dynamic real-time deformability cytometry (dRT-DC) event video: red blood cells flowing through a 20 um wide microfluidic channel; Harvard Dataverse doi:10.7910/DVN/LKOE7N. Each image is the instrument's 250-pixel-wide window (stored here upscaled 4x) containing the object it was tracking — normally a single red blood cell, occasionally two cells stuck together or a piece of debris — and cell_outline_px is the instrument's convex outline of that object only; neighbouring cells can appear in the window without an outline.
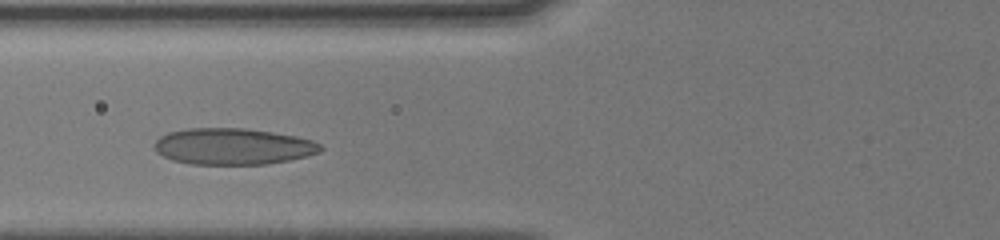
{"species": "human", "species_latin": "Homo sapiens", "temperature_condition": "cold", "stored_images_in_passage": 41, "camera_frame_rate_fps": 3000, "um_per_image_px": 0.085, "donor": {"sex": "male"}, "frame": {"image": 1, "passage_image": 10, "time_ms": 3.0, "image_size_px": [1000, 240], "cell_outline_px": [[324, 148], [320, 152], [308, 156], [268, 164], [188, 164], [172, 160], [156, 152], [152, 144], [160, 136], [168, 132], [188, 128], [244, 128], [272, 132], [296, 136], [312, 140], [320, 144]], "centroid_in_image_um": [19.79, 12.44], "position_along_channel_um": 106.0, "area_um2": 35.43}}
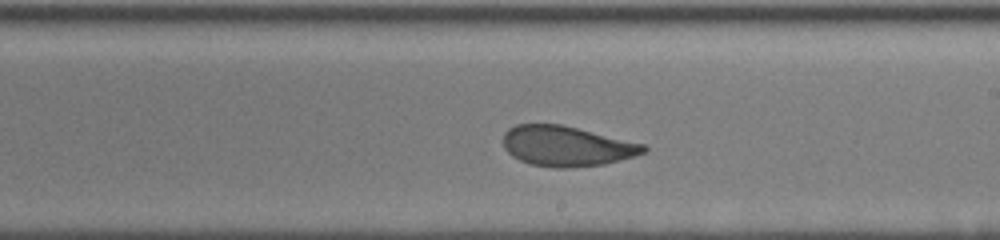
{"frame": {"image": 2, "passage_image": 22, "time_ms": 6.333, "image_size_px": [1000, 240], "cell_outline_px": [[648, 148], [644, 152], [632, 156], [604, 164], [568, 168], [552, 168], [528, 164], [512, 156], [504, 148], [504, 132], [508, 128], [516, 124], [560, 124], [644, 144]], "centroid_in_image_um": [48.1, 12.42], "position_along_channel_um": 240.9, "area_um2": 32.71}}
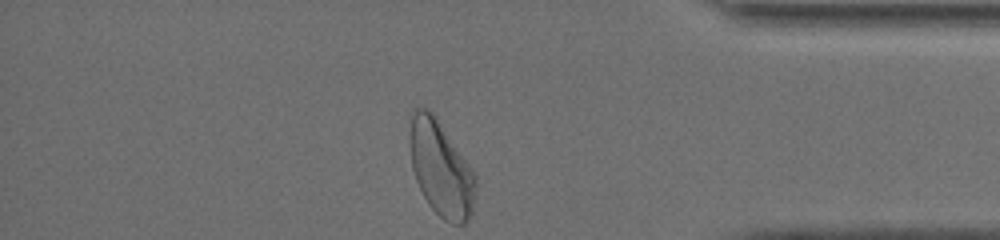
{"frame": {"image": 3, "passage_image": 40, "time_ms": 10.667, "image_size_px": [1000, 240], "cell_outline_px": [[476, 184], [472, 212], [468, 220], [464, 224], [452, 224], [444, 220], [428, 204], [416, 180], [412, 168], [408, 140], [408, 132], [412, 108], [428, 108], [436, 116], [476, 176]], "centroid_in_image_um": [37.44, 14.3], "position_along_channel_um": 397.8, "area_um2": 36.65}, "authors_computed_cell_mechanics": {"area_um2": 33.6396, "velocity_mm_per_s": 4.0536, "shape_relaxation_time_tau1_ms": 3.7335, "shape_relaxation_time_tau2_ms": 1.1508, "deformation_change_tau1": 0.1332, "deformation_change_tau2": 0.0512}}